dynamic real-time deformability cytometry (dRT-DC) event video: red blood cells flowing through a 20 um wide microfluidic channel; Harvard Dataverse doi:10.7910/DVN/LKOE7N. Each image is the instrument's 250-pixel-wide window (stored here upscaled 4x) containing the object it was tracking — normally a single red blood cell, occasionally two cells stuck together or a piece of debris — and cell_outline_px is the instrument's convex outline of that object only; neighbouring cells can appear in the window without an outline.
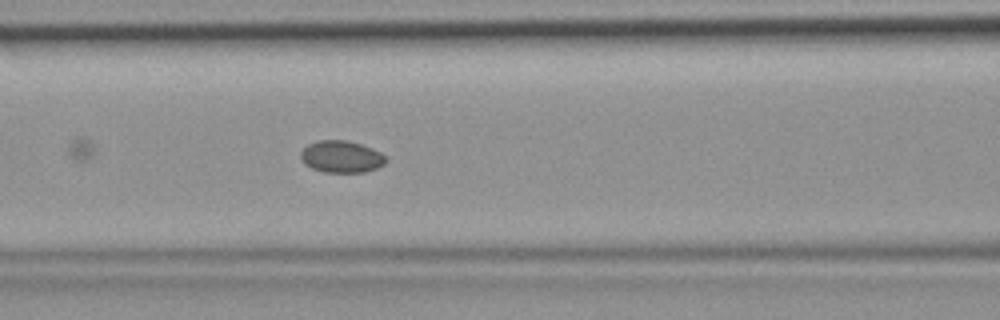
{"species": "common noctule bat (a hibernating species)", "species_latin": "Nyctalus noctula", "temperature_condition": "room temperature", "stored_images_in_passage": 27, "camera_frame_rate_fps": 3000, "um_per_image_px": 0.085, "animal": {"sex": "female", "body_mass_g": 19.9}, "frame": {"image": 1, "passage_image": 20, "time_ms": 6.333, "image_size_px": [1000, 320], "cell_outline_px": [[388, 160], [384, 164], [376, 168], [364, 172], [324, 172], [312, 168], [304, 164], [300, 156], [300, 152], [308, 144], [316, 140], [348, 140], [372, 148], [380, 152]], "centroid_in_image_um": [29.0, 13.31], "position_along_channel_um": 137.6, "area_um2": 15.9}}
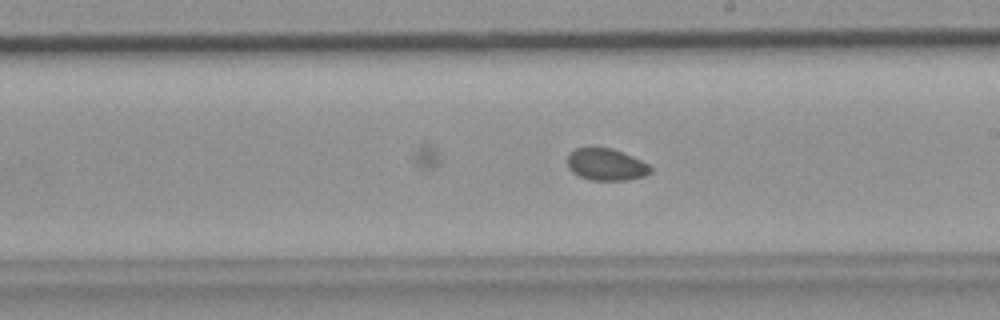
{"frame": {"image": 2, "passage_image": 27, "time_ms": 8.667, "image_size_px": [1000, 320], "cell_outline_px": [[652, 172], [644, 176], [628, 180], [592, 180], [580, 176], [572, 172], [568, 168], [568, 156], [576, 148], [612, 148], [632, 156], [648, 164], [652, 168]], "centroid_in_image_um": [51.54, 14.0], "position_along_channel_um": 237.5, "area_um2": 15.32}}